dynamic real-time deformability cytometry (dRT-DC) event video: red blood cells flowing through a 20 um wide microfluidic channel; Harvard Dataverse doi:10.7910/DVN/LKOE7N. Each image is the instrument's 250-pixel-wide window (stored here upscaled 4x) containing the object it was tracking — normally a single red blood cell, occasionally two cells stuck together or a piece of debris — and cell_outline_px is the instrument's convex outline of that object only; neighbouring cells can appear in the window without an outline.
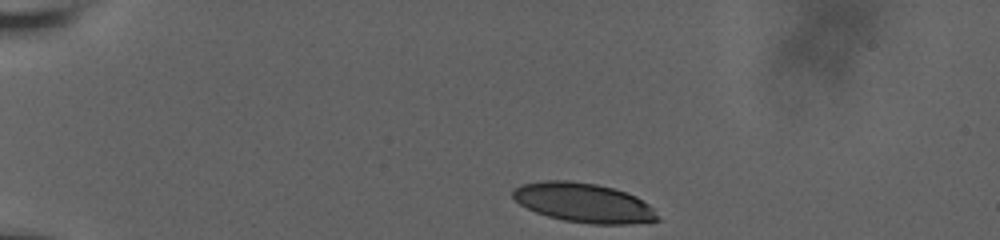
{"species": "human", "species_latin": "Homo sapiens", "temperature_condition": "room temperature", "stored_images_in_passage": 40, "camera_frame_rate_fps": 3000, "um_per_image_px": 0.085, "donor": {"sex": "male"}, "frame": {"image": 1, "passage_image": 1, "time_ms": 0.0, "image_size_px": [1000, 240], "cell_outline_px": [[660, 220], [628, 224], [592, 224], [564, 220], [548, 216], [536, 212], [520, 204], [512, 196], [512, 188], [520, 184], [544, 180], [568, 180], [596, 184], [612, 188], [636, 196], [648, 204], [652, 208]], "centroid_in_image_um": [49.57, 17.22], "position_along_channel_um": 35.4, "area_um2": 33.06}}
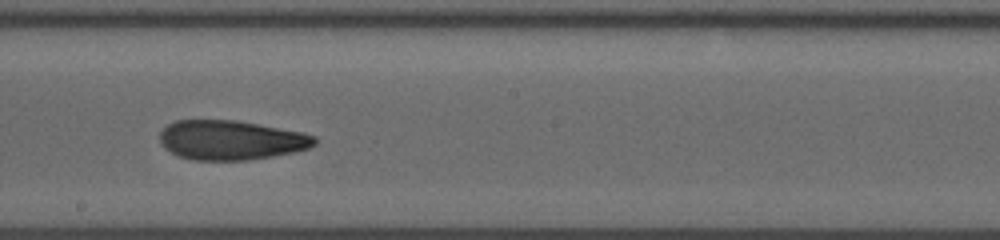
{"frame": {"image": 2, "passage_image": 23, "time_ms": 7.333, "image_size_px": [1000, 240], "cell_outline_px": [[316, 144], [308, 148], [292, 152], [272, 156], [248, 160], [192, 160], [180, 156], [164, 148], [160, 140], [160, 132], [168, 124], [176, 120], [236, 120], [304, 132], [316, 136]], "centroid_in_image_um": [19.64, 11.9], "position_along_channel_um": 228.6, "area_um2": 35.6}}
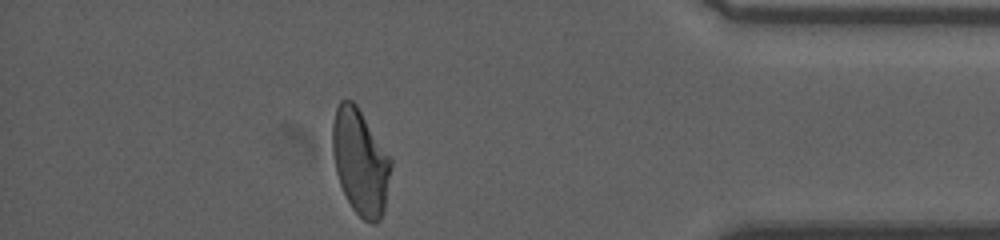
{"frame": {"image": 3, "passage_image": 40, "time_ms": 13.0, "image_size_px": [1000, 240], "cell_outline_px": [[392, 164], [384, 212], [380, 220], [376, 224], [372, 224], [364, 220], [352, 208], [340, 184], [336, 172], [332, 152], [332, 124], [336, 108], [340, 100], [352, 100], [356, 104], [392, 160]], "centroid_in_image_um": [30.62, 13.78], "position_along_channel_um": 404.6, "area_um2": 35.89}, "authors_computed_cell_mechanics": {"area_um2": 35.8071, "velocity_mm_per_s": 3.6621, "shape_relaxation_time_tau1_ms": 7.9021, "shape_relaxation_time_tau2_ms": 2.5165, "deformation_change_tau1": 0.2173, "deformation_change_tau2": 0.1078}}